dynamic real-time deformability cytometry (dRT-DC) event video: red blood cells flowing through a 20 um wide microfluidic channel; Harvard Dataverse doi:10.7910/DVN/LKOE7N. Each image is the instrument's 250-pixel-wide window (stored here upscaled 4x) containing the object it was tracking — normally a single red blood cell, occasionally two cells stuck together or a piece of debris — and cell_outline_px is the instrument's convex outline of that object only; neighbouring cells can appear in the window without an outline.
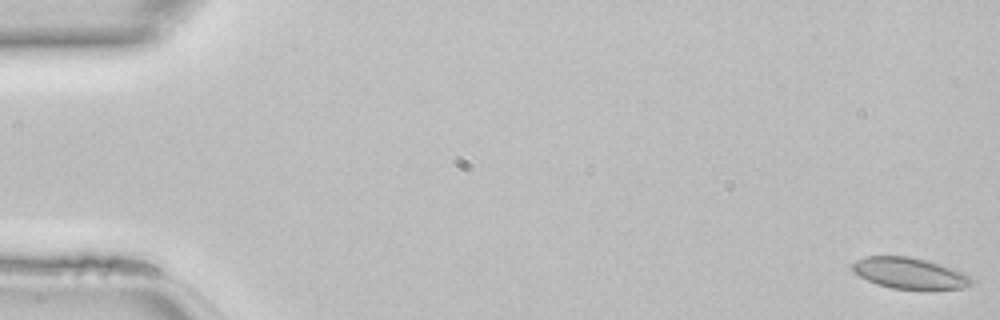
{"species": "common noctule bat (a hibernating species)", "species_latin": "Nyctalus noctula", "temperature_condition": "room temperature", "stored_images_in_passage": 11, "camera_frame_rate_fps": 3000, "um_per_image_px": 0.085, "animal": {"sex": "female", "body_mass_g": 22.7, "forearm_length_mm": 54.2}, "frame": {"image": 1, "passage_image": 1, "time_ms": 0.0, "image_size_px": [1000, 320], "cell_outline_px": [[972, 284], [960, 288], [892, 288], [876, 284], [852, 272], [852, 264], [856, 260], [864, 256], [912, 256], [928, 260], [952, 268], [968, 276], [972, 280]], "centroid_in_image_um": [77.24, 23.19], "position_along_channel_um": 7.8, "area_um2": 21.21}}